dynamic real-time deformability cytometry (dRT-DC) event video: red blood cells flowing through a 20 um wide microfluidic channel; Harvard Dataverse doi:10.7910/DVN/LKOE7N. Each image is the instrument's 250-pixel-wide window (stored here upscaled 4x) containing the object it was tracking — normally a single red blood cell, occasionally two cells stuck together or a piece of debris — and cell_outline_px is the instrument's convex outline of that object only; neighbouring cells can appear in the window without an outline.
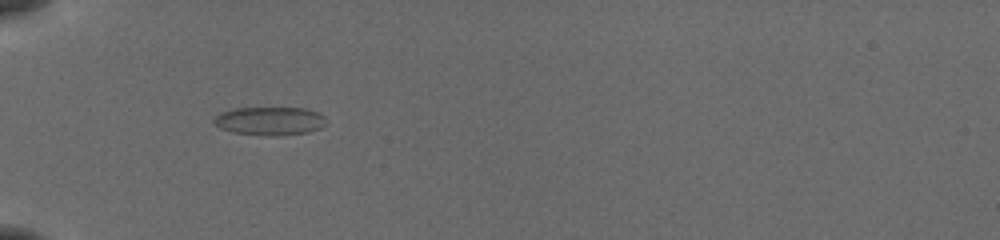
{"species": "common noctule bat (a hibernating species)", "species_latin": "Nyctalus noctula", "temperature_condition": "cold", "stored_images_in_passage": 39, "camera_frame_rate_fps": 3000, "um_per_image_px": 0.085, "animal": {"sex": "female", "body_mass_g": 19.5, "forearm_length_mm": 54.1}, "frame": {"image": 1, "passage_image": 4, "time_ms": 1.0, "image_size_px": [1000, 240], "cell_outline_px": [[324, 124], [320, 128], [308, 132], [276, 136], [232, 132], [220, 128], [212, 124], [212, 120], [220, 112], [232, 108], [308, 108], [320, 112], [324, 116]], "centroid_in_image_um": [22.9, 10.27], "position_along_channel_um": 62.1, "area_um2": 18.67}}
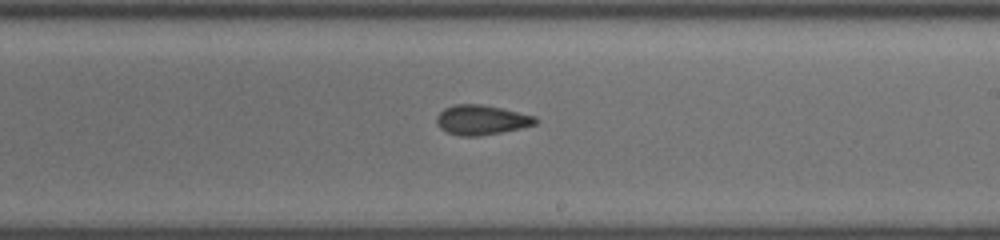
{"frame": {"image": 2, "passage_image": 19, "time_ms": 6.0, "image_size_px": [1000, 240], "cell_outline_px": [[540, 120], [536, 124], [520, 128], [480, 136], [460, 136], [448, 132], [440, 128], [436, 124], [436, 116], [444, 108], [452, 104], [484, 104], [536, 116]], "centroid_in_image_um": [40.92, 10.18], "position_along_channel_um": 248.1, "area_um2": 17.28}}
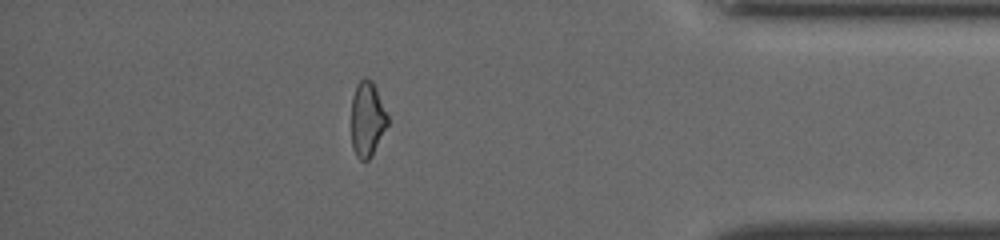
{"frame": {"image": 3, "passage_image": 33, "time_ms": 10.667, "image_size_px": [1000, 240], "cell_outline_px": [[388, 124], [372, 156], [368, 160], [360, 160], [356, 156], [352, 148], [352, 96], [356, 84], [364, 76], [372, 80], [376, 88], [388, 116]], "centroid_in_image_um": [31.21, 10.12], "position_along_channel_um": 404.0, "area_um2": 15.95}, "authors_computed_cell_mechanics": {"area_um2": 17.1666, "velocity_mm_per_s": 3.9332, "shape_relaxation_time_tau1_ms": 8.8657, "shape_relaxation_time_tau2_ms": 4.9523, "deformation_change_tau1": 0.1428, "deformation_change_tau2": 0.1061}}